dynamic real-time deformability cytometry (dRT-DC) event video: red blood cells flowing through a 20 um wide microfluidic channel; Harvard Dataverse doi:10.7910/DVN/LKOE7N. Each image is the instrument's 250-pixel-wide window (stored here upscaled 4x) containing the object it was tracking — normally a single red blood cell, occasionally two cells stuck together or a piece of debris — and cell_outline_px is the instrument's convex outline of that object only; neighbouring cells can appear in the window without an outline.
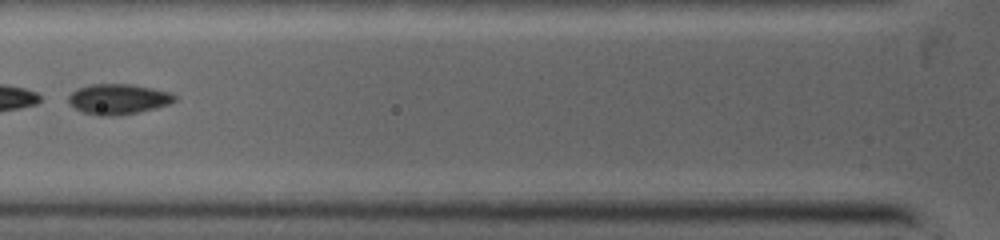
{"species": "common noctule bat (a hibernating species)", "species_latin": "Nyctalus noctula", "temperature_condition": "warm", "stored_images_in_passage": 9, "camera_frame_rate_fps": 5000, "um_per_image_px": 0.085, "animal": {"sex": "female", "body_mass_g": 19.0, "forearm_length_mm": 53.3}, "frame": {"image": 1, "passage_image": 2, "time_ms": 0.8, "image_size_px": [1000, 240], "cell_outline_px": [[176, 100], [168, 104], [136, 112], [108, 116], [96, 116], [84, 112], [68, 104], [68, 96], [76, 88], [92, 84], [128, 84], [152, 88], [168, 92], [176, 96]], "centroid_in_image_um": [9.98, 8.41], "position_along_channel_um": 115.8, "area_um2": 18.5}}
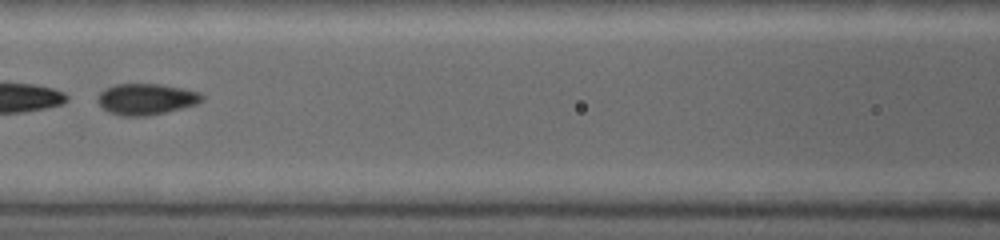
{"frame": {"image": 2, "passage_image": 3, "time_ms": 1.6, "image_size_px": [1000, 240], "cell_outline_px": [[204, 100], [196, 104], [164, 112], [144, 116], [120, 116], [108, 112], [96, 100], [96, 96], [104, 88], [116, 84], [160, 84], [184, 88], [200, 92], [204, 96]], "centroid_in_image_um": [12.41, 8.41], "position_along_channel_um": 154.2, "area_um2": 19.02}}
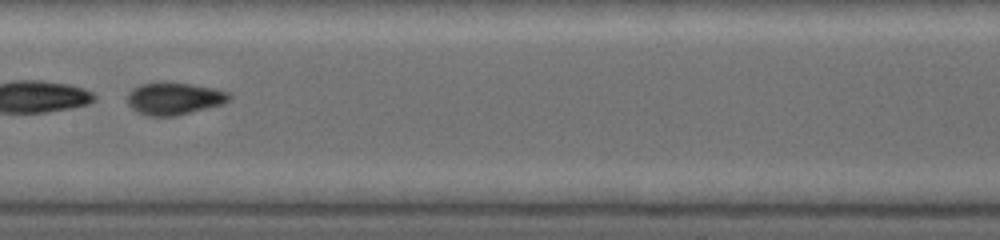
{"frame": {"image": 3, "passage_image": 4, "time_ms": 2.4, "image_size_px": [1000, 240], "cell_outline_px": [[232, 96], [224, 104], [176, 116], [148, 116], [136, 112], [128, 104], [128, 92], [132, 88], [140, 84], [164, 80], [168, 80], [216, 88], [232, 92]], "centroid_in_image_um": [14.82, 8.34], "position_along_channel_um": 192.6, "area_um2": 19.88}}